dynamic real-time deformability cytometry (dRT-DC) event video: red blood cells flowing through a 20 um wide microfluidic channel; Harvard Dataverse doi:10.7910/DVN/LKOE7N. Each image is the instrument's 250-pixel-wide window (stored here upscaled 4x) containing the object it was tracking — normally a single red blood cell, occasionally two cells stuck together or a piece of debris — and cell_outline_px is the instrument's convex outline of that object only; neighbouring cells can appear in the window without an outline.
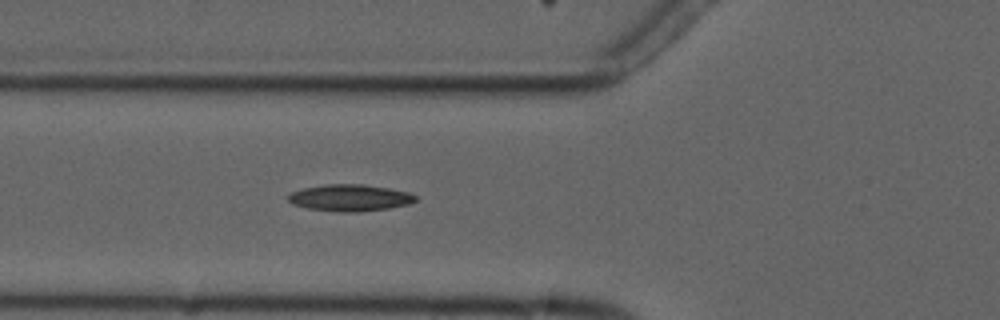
{"species": "common noctule bat (a hibernating species)", "species_latin": "Nyctalus noctula", "temperature_condition": "cold", "stored_images_in_passage": 6, "camera_frame_rate_fps": 3000, "um_per_image_px": 0.085, "animal": {"sex": "male", "forearm_length_mm": 52.5}, "frame": {"image": 1, "passage_image": 6, "time_ms": 6.667, "image_size_px": [1000, 320], "cell_outline_px": [[416, 200], [408, 204], [388, 208], [356, 212], [336, 212], [308, 208], [292, 204], [288, 200], [288, 196], [292, 192], [304, 188], [324, 184], [364, 184], [388, 188], [408, 192], [416, 196]], "centroid_in_image_um": [29.72, 16.81], "position_along_channel_um": 96.1, "area_um2": 19.71}}